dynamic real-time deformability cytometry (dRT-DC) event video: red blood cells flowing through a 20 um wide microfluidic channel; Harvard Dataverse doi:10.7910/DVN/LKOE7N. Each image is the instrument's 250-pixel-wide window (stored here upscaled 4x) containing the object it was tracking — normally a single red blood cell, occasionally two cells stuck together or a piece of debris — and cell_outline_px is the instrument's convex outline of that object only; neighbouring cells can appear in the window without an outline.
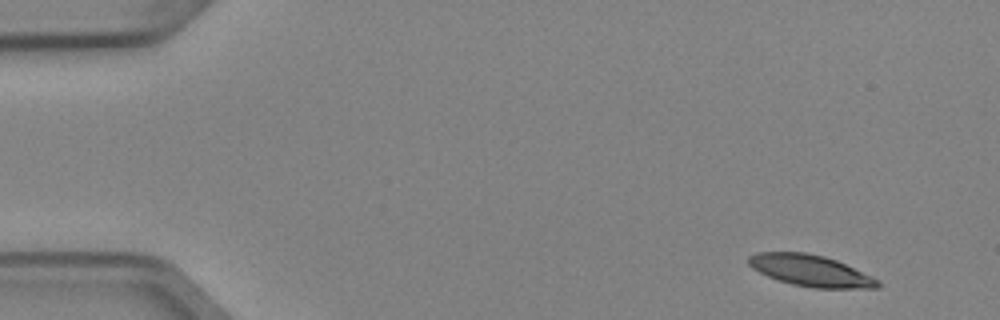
{"species": "Egyptian fruit bat (a non-hibernating species)", "species_latin": "Rousettus aegyptiacus", "temperature_condition": "cold", "stored_images_in_passage": 4, "camera_frame_rate_fps": 3000, "um_per_image_px": 0.085, "animal": {"sex": "female"}, "frame": {"image": 1, "passage_image": 1, "time_ms": 0.0, "image_size_px": [1000, 320], "cell_outline_px": [[884, 284], [880, 288], [812, 288], [792, 284], [768, 276], [752, 268], [748, 264], [748, 256], [756, 252], [804, 252], [824, 256], [836, 260], [872, 276], [880, 280]], "centroid_in_image_um": [68.94, 23.01], "position_along_channel_um": 16.1, "area_um2": 23.7}}
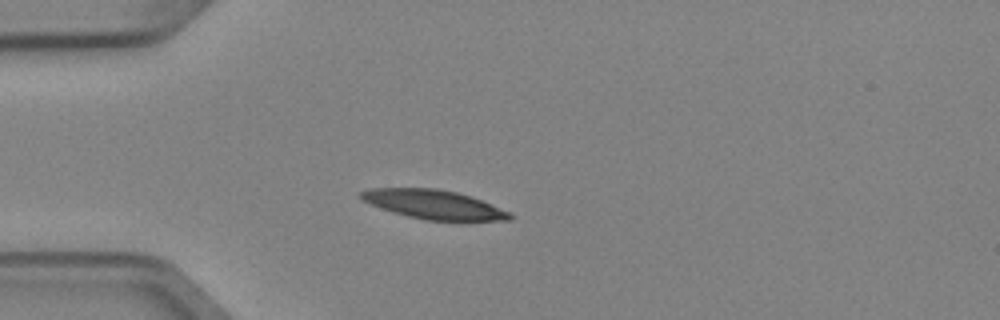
{"frame": {"image": 2, "passage_image": 4, "time_ms": 1.0, "image_size_px": [1000, 320], "cell_outline_px": [[512, 220], [428, 220], [408, 216], [372, 204], [364, 200], [360, 196], [360, 192], [372, 188], [436, 188], [456, 192], [472, 196], [508, 212], [512, 216]], "centroid_in_image_um": [36.88, 17.36], "position_along_channel_um": 48.1, "area_um2": 24.51}}